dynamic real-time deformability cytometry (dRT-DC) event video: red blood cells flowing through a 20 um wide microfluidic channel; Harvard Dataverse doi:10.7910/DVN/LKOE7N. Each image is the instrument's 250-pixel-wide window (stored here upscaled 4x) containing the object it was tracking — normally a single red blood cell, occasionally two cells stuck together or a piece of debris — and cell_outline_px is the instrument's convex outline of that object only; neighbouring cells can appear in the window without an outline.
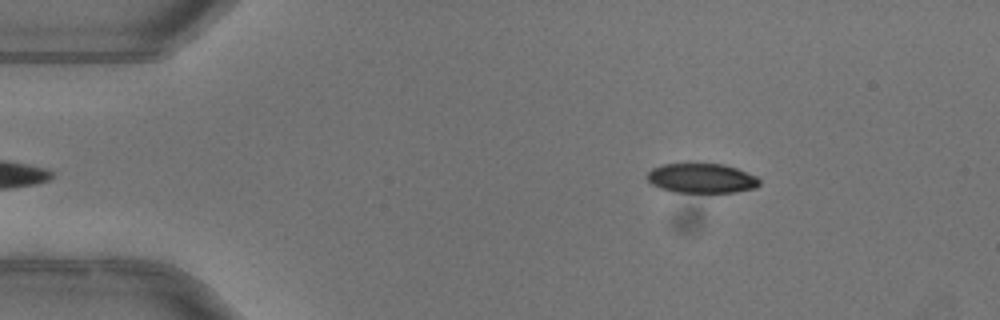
{"species": "common noctule bat (a hibernating species)", "species_latin": "Nyctalus noctula", "temperature_condition": "warm", "stored_images_in_passage": 45, "camera_frame_rate_fps": 3000, "um_per_image_px": 0.085, "animal": {"sex": "female"}, "frame": {"image": 1, "passage_image": 2, "time_ms": 0.333, "image_size_px": [1000, 320], "cell_outline_px": [[760, 184], [756, 188], [736, 192], [672, 192], [660, 188], [652, 184], [644, 176], [652, 168], [664, 164], [724, 164], [736, 168], [756, 176], [760, 180]], "centroid_in_image_um": [59.62, 15.16], "position_along_channel_um": 25.4, "area_um2": 19.42}}
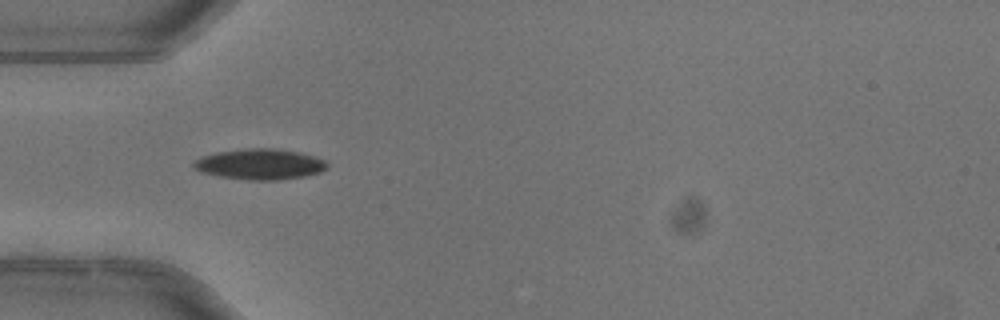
{"frame": {"image": 2, "passage_image": 10, "time_ms": 3.0, "image_size_px": [1000, 320], "cell_outline_px": [[328, 168], [320, 172], [304, 176], [280, 180], [248, 180], [220, 176], [200, 172], [192, 168], [192, 164], [196, 160], [204, 156], [216, 152], [248, 148], [276, 148], [300, 152], [324, 160], [328, 164]], "centroid_in_image_um": [22.09, 13.96], "position_along_channel_um": 62.9, "area_um2": 23.87}}
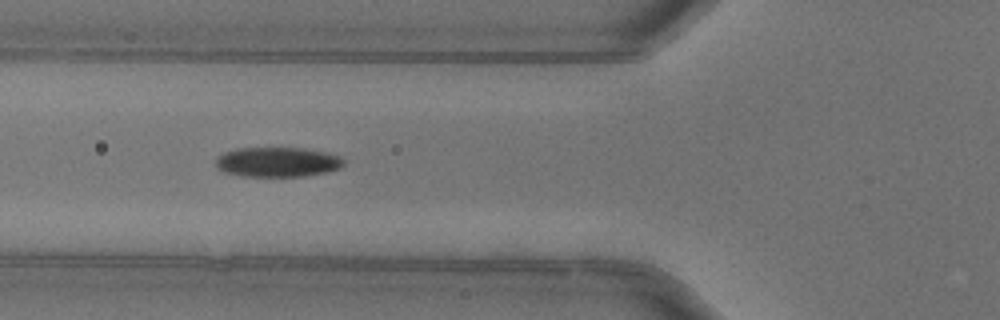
{"frame": {"image": 3, "passage_image": 13, "time_ms": 4.0, "image_size_px": [1000, 320], "cell_outline_px": [[344, 164], [340, 168], [328, 172], [304, 176], [240, 176], [224, 172], [216, 168], [216, 160], [224, 152], [236, 148], [304, 148], [328, 152], [340, 156], [344, 160]], "centroid_in_image_um": [23.61, 13.77], "position_along_channel_um": 102.2, "area_um2": 22.37}, "authors_computed_cell_mechanics": {"area_um2": 22.3686, "velocity_mm_per_s": 4.0349, "shape_relaxation_time_tau1_ms": 4.7788, "shape_relaxation_time_tau2_ms": 4.9064, "deformation_change_tau1": 0.1648, "deformation_change_tau2": 0.0697}}